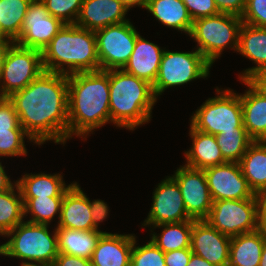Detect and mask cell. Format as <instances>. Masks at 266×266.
I'll list each match as a JSON object with an SVG mask.
<instances>
[{"instance_id": "obj_12", "label": "cell", "mask_w": 266, "mask_h": 266, "mask_svg": "<svg viewBox=\"0 0 266 266\" xmlns=\"http://www.w3.org/2000/svg\"><path fill=\"white\" fill-rule=\"evenodd\" d=\"M213 201L257 198L237 162L203 169Z\"/></svg>"}, {"instance_id": "obj_29", "label": "cell", "mask_w": 266, "mask_h": 266, "mask_svg": "<svg viewBox=\"0 0 266 266\" xmlns=\"http://www.w3.org/2000/svg\"><path fill=\"white\" fill-rule=\"evenodd\" d=\"M192 226L193 219L152 226L153 229L161 227L163 230L159 235L155 232L151 233V240L164 253L179 249L191 248Z\"/></svg>"}, {"instance_id": "obj_50", "label": "cell", "mask_w": 266, "mask_h": 266, "mask_svg": "<svg viewBox=\"0 0 266 266\" xmlns=\"http://www.w3.org/2000/svg\"><path fill=\"white\" fill-rule=\"evenodd\" d=\"M259 266H266V237H265V240H264V246H263V250H262V255H261V260H260Z\"/></svg>"}, {"instance_id": "obj_9", "label": "cell", "mask_w": 266, "mask_h": 266, "mask_svg": "<svg viewBox=\"0 0 266 266\" xmlns=\"http://www.w3.org/2000/svg\"><path fill=\"white\" fill-rule=\"evenodd\" d=\"M205 220L229 237L255 231L259 229L257 198L213 201Z\"/></svg>"}, {"instance_id": "obj_27", "label": "cell", "mask_w": 266, "mask_h": 266, "mask_svg": "<svg viewBox=\"0 0 266 266\" xmlns=\"http://www.w3.org/2000/svg\"><path fill=\"white\" fill-rule=\"evenodd\" d=\"M59 253L74 255L87 260L91 259L97 242L103 231L71 230L56 228Z\"/></svg>"}, {"instance_id": "obj_8", "label": "cell", "mask_w": 266, "mask_h": 266, "mask_svg": "<svg viewBox=\"0 0 266 266\" xmlns=\"http://www.w3.org/2000/svg\"><path fill=\"white\" fill-rule=\"evenodd\" d=\"M211 66L197 49L192 52L164 50L158 76L152 86L156 99L169 87L206 78Z\"/></svg>"}, {"instance_id": "obj_16", "label": "cell", "mask_w": 266, "mask_h": 266, "mask_svg": "<svg viewBox=\"0 0 266 266\" xmlns=\"http://www.w3.org/2000/svg\"><path fill=\"white\" fill-rule=\"evenodd\" d=\"M231 237L220 233L206 220H194L191 250L215 266H228Z\"/></svg>"}, {"instance_id": "obj_33", "label": "cell", "mask_w": 266, "mask_h": 266, "mask_svg": "<svg viewBox=\"0 0 266 266\" xmlns=\"http://www.w3.org/2000/svg\"><path fill=\"white\" fill-rule=\"evenodd\" d=\"M24 203V216L31 214L27 222L34 224H48L55 214L61 211L63 197H22Z\"/></svg>"}, {"instance_id": "obj_15", "label": "cell", "mask_w": 266, "mask_h": 266, "mask_svg": "<svg viewBox=\"0 0 266 266\" xmlns=\"http://www.w3.org/2000/svg\"><path fill=\"white\" fill-rule=\"evenodd\" d=\"M182 194L187 214L194 220H205L213 204L204 170L185 165L172 175Z\"/></svg>"}, {"instance_id": "obj_43", "label": "cell", "mask_w": 266, "mask_h": 266, "mask_svg": "<svg viewBox=\"0 0 266 266\" xmlns=\"http://www.w3.org/2000/svg\"><path fill=\"white\" fill-rule=\"evenodd\" d=\"M52 266H92L91 261L74 255L59 253Z\"/></svg>"}, {"instance_id": "obj_34", "label": "cell", "mask_w": 266, "mask_h": 266, "mask_svg": "<svg viewBox=\"0 0 266 266\" xmlns=\"http://www.w3.org/2000/svg\"><path fill=\"white\" fill-rule=\"evenodd\" d=\"M25 136L37 144L24 129H0V157L26 156Z\"/></svg>"}, {"instance_id": "obj_3", "label": "cell", "mask_w": 266, "mask_h": 266, "mask_svg": "<svg viewBox=\"0 0 266 266\" xmlns=\"http://www.w3.org/2000/svg\"><path fill=\"white\" fill-rule=\"evenodd\" d=\"M42 64L44 71L64 75L99 71L95 32L64 24L42 50Z\"/></svg>"}, {"instance_id": "obj_7", "label": "cell", "mask_w": 266, "mask_h": 266, "mask_svg": "<svg viewBox=\"0 0 266 266\" xmlns=\"http://www.w3.org/2000/svg\"><path fill=\"white\" fill-rule=\"evenodd\" d=\"M217 96L207 99L191 117V125L204 133L218 135L235 131L243 124L240 95L231 89H216Z\"/></svg>"}, {"instance_id": "obj_35", "label": "cell", "mask_w": 266, "mask_h": 266, "mask_svg": "<svg viewBox=\"0 0 266 266\" xmlns=\"http://www.w3.org/2000/svg\"><path fill=\"white\" fill-rule=\"evenodd\" d=\"M136 238L131 252L130 266H166L164 252L152 240L143 246H135Z\"/></svg>"}, {"instance_id": "obj_24", "label": "cell", "mask_w": 266, "mask_h": 266, "mask_svg": "<svg viewBox=\"0 0 266 266\" xmlns=\"http://www.w3.org/2000/svg\"><path fill=\"white\" fill-rule=\"evenodd\" d=\"M265 237L261 229L231 237L228 266H259Z\"/></svg>"}, {"instance_id": "obj_23", "label": "cell", "mask_w": 266, "mask_h": 266, "mask_svg": "<svg viewBox=\"0 0 266 266\" xmlns=\"http://www.w3.org/2000/svg\"><path fill=\"white\" fill-rule=\"evenodd\" d=\"M248 90L240 94L243 125L254 141H266V98L247 81H242Z\"/></svg>"}, {"instance_id": "obj_39", "label": "cell", "mask_w": 266, "mask_h": 266, "mask_svg": "<svg viewBox=\"0 0 266 266\" xmlns=\"http://www.w3.org/2000/svg\"><path fill=\"white\" fill-rule=\"evenodd\" d=\"M193 19L214 16L219 14L214 0H182Z\"/></svg>"}, {"instance_id": "obj_28", "label": "cell", "mask_w": 266, "mask_h": 266, "mask_svg": "<svg viewBox=\"0 0 266 266\" xmlns=\"http://www.w3.org/2000/svg\"><path fill=\"white\" fill-rule=\"evenodd\" d=\"M255 194L266 190V141H254L239 162Z\"/></svg>"}, {"instance_id": "obj_19", "label": "cell", "mask_w": 266, "mask_h": 266, "mask_svg": "<svg viewBox=\"0 0 266 266\" xmlns=\"http://www.w3.org/2000/svg\"><path fill=\"white\" fill-rule=\"evenodd\" d=\"M134 235L103 233L91 256L92 266H130Z\"/></svg>"}, {"instance_id": "obj_20", "label": "cell", "mask_w": 266, "mask_h": 266, "mask_svg": "<svg viewBox=\"0 0 266 266\" xmlns=\"http://www.w3.org/2000/svg\"><path fill=\"white\" fill-rule=\"evenodd\" d=\"M164 50L139 35L130 59L123 70L153 86L158 76Z\"/></svg>"}, {"instance_id": "obj_45", "label": "cell", "mask_w": 266, "mask_h": 266, "mask_svg": "<svg viewBox=\"0 0 266 266\" xmlns=\"http://www.w3.org/2000/svg\"><path fill=\"white\" fill-rule=\"evenodd\" d=\"M258 93L266 98V77L258 72L246 80Z\"/></svg>"}, {"instance_id": "obj_11", "label": "cell", "mask_w": 266, "mask_h": 266, "mask_svg": "<svg viewBox=\"0 0 266 266\" xmlns=\"http://www.w3.org/2000/svg\"><path fill=\"white\" fill-rule=\"evenodd\" d=\"M100 70L123 69L140 35L130 21L95 31Z\"/></svg>"}, {"instance_id": "obj_18", "label": "cell", "mask_w": 266, "mask_h": 266, "mask_svg": "<svg viewBox=\"0 0 266 266\" xmlns=\"http://www.w3.org/2000/svg\"><path fill=\"white\" fill-rule=\"evenodd\" d=\"M56 228L93 230L89 198H87V195L81 190L77 182L73 183L64 194Z\"/></svg>"}, {"instance_id": "obj_4", "label": "cell", "mask_w": 266, "mask_h": 266, "mask_svg": "<svg viewBox=\"0 0 266 266\" xmlns=\"http://www.w3.org/2000/svg\"><path fill=\"white\" fill-rule=\"evenodd\" d=\"M111 123L134 130L148 123L157 99L152 85L123 69L109 70Z\"/></svg>"}, {"instance_id": "obj_13", "label": "cell", "mask_w": 266, "mask_h": 266, "mask_svg": "<svg viewBox=\"0 0 266 266\" xmlns=\"http://www.w3.org/2000/svg\"><path fill=\"white\" fill-rule=\"evenodd\" d=\"M64 23L49 14L41 0H32L20 31V38L15 42L24 48L42 51L63 27Z\"/></svg>"}, {"instance_id": "obj_22", "label": "cell", "mask_w": 266, "mask_h": 266, "mask_svg": "<svg viewBox=\"0 0 266 266\" xmlns=\"http://www.w3.org/2000/svg\"><path fill=\"white\" fill-rule=\"evenodd\" d=\"M189 130L192 147L184 152L187 162L185 166L203 170L227 162L223 158L215 135L196 130L191 124Z\"/></svg>"}, {"instance_id": "obj_1", "label": "cell", "mask_w": 266, "mask_h": 266, "mask_svg": "<svg viewBox=\"0 0 266 266\" xmlns=\"http://www.w3.org/2000/svg\"><path fill=\"white\" fill-rule=\"evenodd\" d=\"M19 123L41 145L68 139V75L43 71L27 87L8 97Z\"/></svg>"}, {"instance_id": "obj_6", "label": "cell", "mask_w": 266, "mask_h": 266, "mask_svg": "<svg viewBox=\"0 0 266 266\" xmlns=\"http://www.w3.org/2000/svg\"><path fill=\"white\" fill-rule=\"evenodd\" d=\"M242 24L241 17L232 14L201 17L193 21L189 36L197 42L196 49L212 65L226 47L238 50Z\"/></svg>"}, {"instance_id": "obj_42", "label": "cell", "mask_w": 266, "mask_h": 266, "mask_svg": "<svg viewBox=\"0 0 266 266\" xmlns=\"http://www.w3.org/2000/svg\"><path fill=\"white\" fill-rule=\"evenodd\" d=\"M90 203V208H91V217L93 220V230L100 231L98 229L99 223L103 222L107 218L109 207L108 205L103 201V200H94Z\"/></svg>"}, {"instance_id": "obj_14", "label": "cell", "mask_w": 266, "mask_h": 266, "mask_svg": "<svg viewBox=\"0 0 266 266\" xmlns=\"http://www.w3.org/2000/svg\"><path fill=\"white\" fill-rule=\"evenodd\" d=\"M153 192L152 206L143 226H156L167 223L188 221L184 200L176 180L166 177Z\"/></svg>"}, {"instance_id": "obj_17", "label": "cell", "mask_w": 266, "mask_h": 266, "mask_svg": "<svg viewBox=\"0 0 266 266\" xmlns=\"http://www.w3.org/2000/svg\"><path fill=\"white\" fill-rule=\"evenodd\" d=\"M128 11L118 0H83L75 24L95 32L109 25L129 21L125 18Z\"/></svg>"}, {"instance_id": "obj_32", "label": "cell", "mask_w": 266, "mask_h": 266, "mask_svg": "<svg viewBox=\"0 0 266 266\" xmlns=\"http://www.w3.org/2000/svg\"><path fill=\"white\" fill-rule=\"evenodd\" d=\"M215 139L227 162L239 163L247 148L254 142L242 124L235 131L222 132Z\"/></svg>"}, {"instance_id": "obj_5", "label": "cell", "mask_w": 266, "mask_h": 266, "mask_svg": "<svg viewBox=\"0 0 266 266\" xmlns=\"http://www.w3.org/2000/svg\"><path fill=\"white\" fill-rule=\"evenodd\" d=\"M48 228V224L19 223L5 235L11 238L0 245V255L53 265L59 254L58 238L56 228L51 235Z\"/></svg>"}, {"instance_id": "obj_25", "label": "cell", "mask_w": 266, "mask_h": 266, "mask_svg": "<svg viewBox=\"0 0 266 266\" xmlns=\"http://www.w3.org/2000/svg\"><path fill=\"white\" fill-rule=\"evenodd\" d=\"M145 9L163 25L190 34L193 19L182 0H148Z\"/></svg>"}, {"instance_id": "obj_2", "label": "cell", "mask_w": 266, "mask_h": 266, "mask_svg": "<svg viewBox=\"0 0 266 266\" xmlns=\"http://www.w3.org/2000/svg\"><path fill=\"white\" fill-rule=\"evenodd\" d=\"M109 70L68 75V139L111 122Z\"/></svg>"}, {"instance_id": "obj_52", "label": "cell", "mask_w": 266, "mask_h": 266, "mask_svg": "<svg viewBox=\"0 0 266 266\" xmlns=\"http://www.w3.org/2000/svg\"><path fill=\"white\" fill-rule=\"evenodd\" d=\"M21 266H52V265H47L43 263H34V262H22Z\"/></svg>"}, {"instance_id": "obj_30", "label": "cell", "mask_w": 266, "mask_h": 266, "mask_svg": "<svg viewBox=\"0 0 266 266\" xmlns=\"http://www.w3.org/2000/svg\"><path fill=\"white\" fill-rule=\"evenodd\" d=\"M24 217L22 195L17 183H15L11 189L0 193V235L5 236L23 222Z\"/></svg>"}, {"instance_id": "obj_31", "label": "cell", "mask_w": 266, "mask_h": 266, "mask_svg": "<svg viewBox=\"0 0 266 266\" xmlns=\"http://www.w3.org/2000/svg\"><path fill=\"white\" fill-rule=\"evenodd\" d=\"M32 0H0V29L14 42L20 38V31Z\"/></svg>"}, {"instance_id": "obj_47", "label": "cell", "mask_w": 266, "mask_h": 266, "mask_svg": "<svg viewBox=\"0 0 266 266\" xmlns=\"http://www.w3.org/2000/svg\"><path fill=\"white\" fill-rule=\"evenodd\" d=\"M187 266H215L209 263L206 259L192 253Z\"/></svg>"}, {"instance_id": "obj_51", "label": "cell", "mask_w": 266, "mask_h": 266, "mask_svg": "<svg viewBox=\"0 0 266 266\" xmlns=\"http://www.w3.org/2000/svg\"><path fill=\"white\" fill-rule=\"evenodd\" d=\"M0 43H15L12 40H9L5 34L2 32V30L0 29Z\"/></svg>"}, {"instance_id": "obj_48", "label": "cell", "mask_w": 266, "mask_h": 266, "mask_svg": "<svg viewBox=\"0 0 266 266\" xmlns=\"http://www.w3.org/2000/svg\"><path fill=\"white\" fill-rule=\"evenodd\" d=\"M14 43H0V76L2 73L3 65H4V60L6 57V54L9 50V48L13 45Z\"/></svg>"}, {"instance_id": "obj_38", "label": "cell", "mask_w": 266, "mask_h": 266, "mask_svg": "<svg viewBox=\"0 0 266 266\" xmlns=\"http://www.w3.org/2000/svg\"><path fill=\"white\" fill-rule=\"evenodd\" d=\"M0 129H23L14 104L8 97H0Z\"/></svg>"}, {"instance_id": "obj_26", "label": "cell", "mask_w": 266, "mask_h": 266, "mask_svg": "<svg viewBox=\"0 0 266 266\" xmlns=\"http://www.w3.org/2000/svg\"><path fill=\"white\" fill-rule=\"evenodd\" d=\"M61 174H25L16 181L22 197H64L66 185Z\"/></svg>"}, {"instance_id": "obj_41", "label": "cell", "mask_w": 266, "mask_h": 266, "mask_svg": "<svg viewBox=\"0 0 266 266\" xmlns=\"http://www.w3.org/2000/svg\"><path fill=\"white\" fill-rule=\"evenodd\" d=\"M191 248L179 249L164 253L166 266H187L192 254Z\"/></svg>"}, {"instance_id": "obj_36", "label": "cell", "mask_w": 266, "mask_h": 266, "mask_svg": "<svg viewBox=\"0 0 266 266\" xmlns=\"http://www.w3.org/2000/svg\"><path fill=\"white\" fill-rule=\"evenodd\" d=\"M53 17L64 24H75L79 16L83 0H41Z\"/></svg>"}, {"instance_id": "obj_53", "label": "cell", "mask_w": 266, "mask_h": 266, "mask_svg": "<svg viewBox=\"0 0 266 266\" xmlns=\"http://www.w3.org/2000/svg\"><path fill=\"white\" fill-rule=\"evenodd\" d=\"M260 72L266 77V67Z\"/></svg>"}, {"instance_id": "obj_10", "label": "cell", "mask_w": 266, "mask_h": 266, "mask_svg": "<svg viewBox=\"0 0 266 266\" xmlns=\"http://www.w3.org/2000/svg\"><path fill=\"white\" fill-rule=\"evenodd\" d=\"M43 71L42 51L14 43L4 60L0 76V97H10L24 89Z\"/></svg>"}, {"instance_id": "obj_49", "label": "cell", "mask_w": 266, "mask_h": 266, "mask_svg": "<svg viewBox=\"0 0 266 266\" xmlns=\"http://www.w3.org/2000/svg\"><path fill=\"white\" fill-rule=\"evenodd\" d=\"M118 1L122 3L124 6H126L128 9H131L136 5L138 7L145 8L148 0H118Z\"/></svg>"}, {"instance_id": "obj_21", "label": "cell", "mask_w": 266, "mask_h": 266, "mask_svg": "<svg viewBox=\"0 0 266 266\" xmlns=\"http://www.w3.org/2000/svg\"><path fill=\"white\" fill-rule=\"evenodd\" d=\"M237 52L254 61L257 66L246 69L239 79L246 81L266 67V27H256L243 23L239 32Z\"/></svg>"}, {"instance_id": "obj_37", "label": "cell", "mask_w": 266, "mask_h": 266, "mask_svg": "<svg viewBox=\"0 0 266 266\" xmlns=\"http://www.w3.org/2000/svg\"><path fill=\"white\" fill-rule=\"evenodd\" d=\"M241 19L252 26L266 27V0H247Z\"/></svg>"}, {"instance_id": "obj_46", "label": "cell", "mask_w": 266, "mask_h": 266, "mask_svg": "<svg viewBox=\"0 0 266 266\" xmlns=\"http://www.w3.org/2000/svg\"><path fill=\"white\" fill-rule=\"evenodd\" d=\"M4 168L5 167H3L1 162H0V193L11 189L16 183L15 181H14V184H13V182H11V180H10L9 176H7Z\"/></svg>"}, {"instance_id": "obj_44", "label": "cell", "mask_w": 266, "mask_h": 266, "mask_svg": "<svg viewBox=\"0 0 266 266\" xmlns=\"http://www.w3.org/2000/svg\"><path fill=\"white\" fill-rule=\"evenodd\" d=\"M258 201L259 229L266 233V190L256 194Z\"/></svg>"}, {"instance_id": "obj_40", "label": "cell", "mask_w": 266, "mask_h": 266, "mask_svg": "<svg viewBox=\"0 0 266 266\" xmlns=\"http://www.w3.org/2000/svg\"><path fill=\"white\" fill-rule=\"evenodd\" d=\"M219 13L232 14L241 17L247 0H214Z\"/></svg>"}]
</instances>
